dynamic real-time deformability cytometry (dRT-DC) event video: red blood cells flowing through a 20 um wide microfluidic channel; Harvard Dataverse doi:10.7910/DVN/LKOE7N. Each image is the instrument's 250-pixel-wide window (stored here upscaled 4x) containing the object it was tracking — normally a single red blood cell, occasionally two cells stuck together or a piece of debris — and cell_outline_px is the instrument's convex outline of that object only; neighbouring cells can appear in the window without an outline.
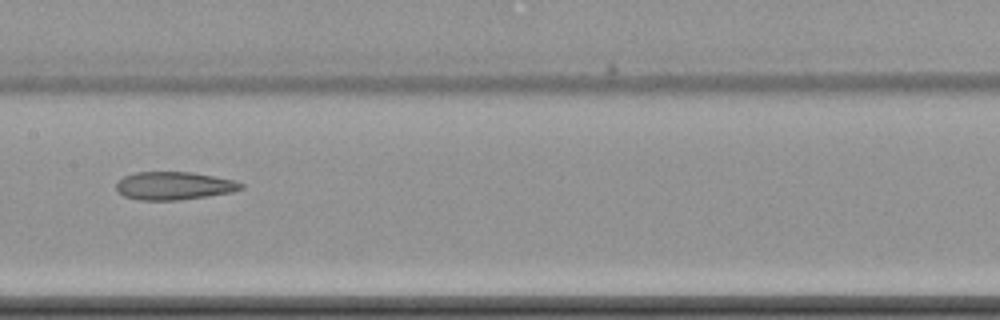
{"species": "common noctule bat (a hibernating species)", "species_latin": "Nyctalus noctula", "temperature_condition": "cold", "stored_images_in_passage": 12, "camera_frame_rate_fps": 3000, "um_per_image_px": 0.085, "animal": {"sex": "female", "body_mass_g": 22.7, "forearm_length_mm": 54.2}, "frame": {"image": 1, "passage_image": 9, "time_ms": 9.667, "image_size_px": [1000, 320], "cell_outline_px": [[244, 188], [232, 192], [180, 200], [140, 200], [124, 196], [116, 192], [116, 184], [124, 176], [136, 172], [192, 172], [236, 180], [244, 184]], "centroid_in_image_um": [14.8, 15.79], "position_along_channel_um": 192.6, "area_um2": 20.46}}
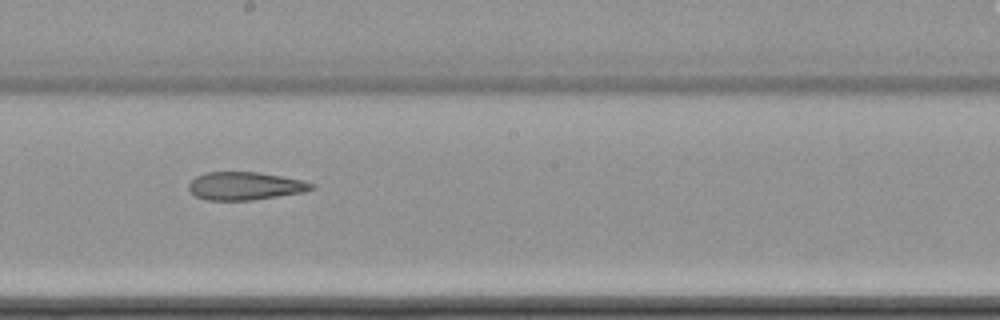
{"frame": {"image": 2, "passage_image": 10, "time_ms": 10.667, "image_size_px": [1000, 320], "cell_outline_px": [[316, 188], [304, 192], [252, 200], [204, 200], [196, 196], [188, 188], [188, 184], [196, 176], [208, 172], [260, 172], [304, 180], [316, 184]], "centroid_in_image_um": [20.87, 15.8], "position_along_channel_um": 227.3, "area_um2": 20.17}}
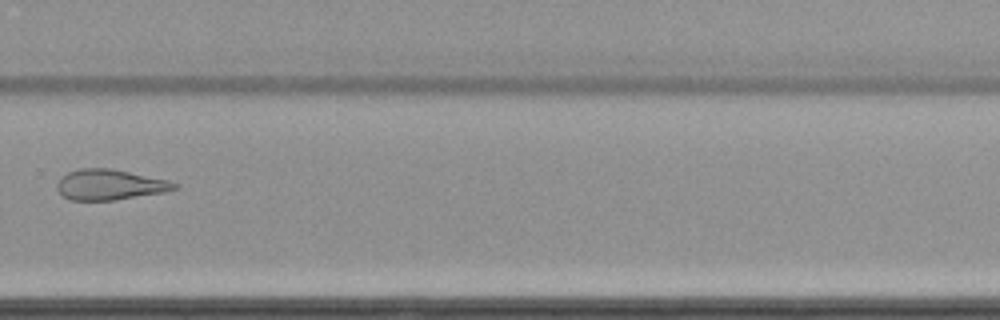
{"frame": {"image": 3, "passage_image": 12, "time_ms": 13.333, "image_size_px": [1000, 320], "cell_outline_px": [[180, 188], [164, 192], [112, 200], [68, 200], [56, 188], [56, 184], [68, 172], [80, 168], [112, 168], [168, 180], [180, 184]], "centroid_in_image_um": [9.37, 15.69], "position_along_channel_um": 320.4, "area_um2": 20.81}}